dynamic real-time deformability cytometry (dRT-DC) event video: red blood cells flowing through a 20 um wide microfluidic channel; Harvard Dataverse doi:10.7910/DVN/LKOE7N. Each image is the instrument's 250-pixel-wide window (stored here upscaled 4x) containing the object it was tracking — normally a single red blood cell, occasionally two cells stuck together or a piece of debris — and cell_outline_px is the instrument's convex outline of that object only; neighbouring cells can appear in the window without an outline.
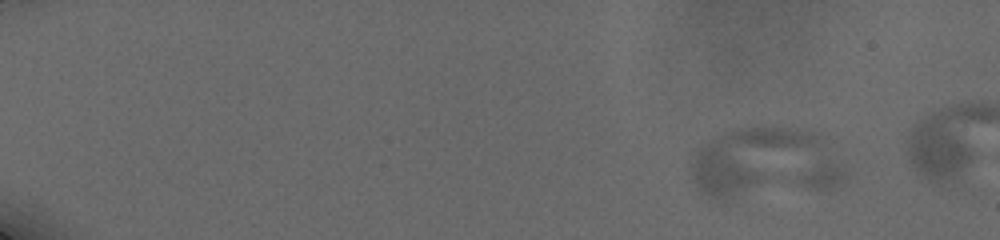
{"species": "human", "species_latin": "Homo sapiens", "temperature_condition": "cold", "stored_images_in_passage": 19, "segment_of_instrument_passage": [1, 2], "camera_frame_rate_fps": 3000, "um_per_image_px": 0.085, "donor": {"sex": "male"}, "frame": {"image": 1, "passage_image": 6, "time_ms": 2.333, "image_size_px": [1000, 240], "cell_outline_px": [[852, 172], [836, 188], [720, 204], [700, 192], [692, 176], [688, 164], [696, 152], [708, 140], [724, 132], [756, 124], [796, 128], [820, 132], [828, 136], [848, 164]], "centroid_in_image_um": [65.18, 13.92], "position_along_channel_um": 19.8, "area_um2": 68.9}}